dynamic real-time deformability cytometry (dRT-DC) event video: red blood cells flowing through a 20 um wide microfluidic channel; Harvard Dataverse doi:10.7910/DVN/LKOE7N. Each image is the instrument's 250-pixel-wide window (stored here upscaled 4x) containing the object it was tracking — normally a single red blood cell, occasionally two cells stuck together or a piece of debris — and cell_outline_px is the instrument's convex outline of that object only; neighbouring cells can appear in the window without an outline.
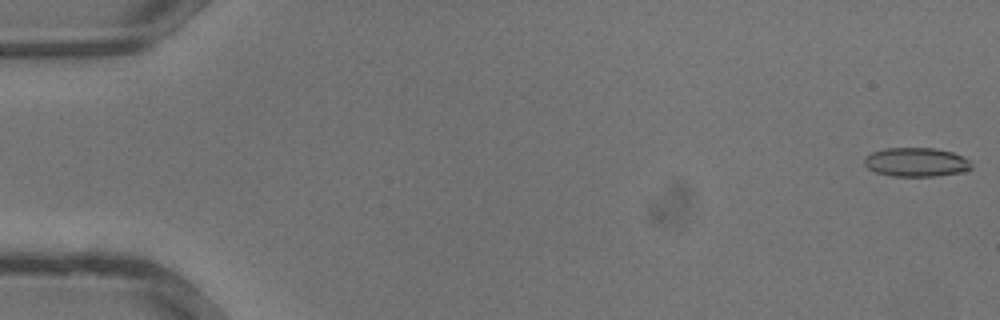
{"species": "common noctule bat (a hibernating species)", "species_latin": "Nyctalus noctula", "temperature_condition": "warm", "stored_images_in_passage": 35, "camera_frame_rate_fps": 3000, "um_per_image_px": 0.085, "animal": {"sex": "male", "body_mass_g": 13.3}, "frame": {"image": 1, "passage_image": 1, "time_ms": 0.0, "image_size_px": [1000, 320], "cell_outline_px": [[972, 168], [964, 172], [936, 176], [892, 176], [876, 172], [868, 168], [864, 164], [864, 156], [872, 152], [884, 148], [936, 148], [952, 152], [968, 160], [972, 164]], "centroid_in_image_um": [77.86, 13.78], "position_along_channel_um": 7.1, "area_um2": 18.15}}
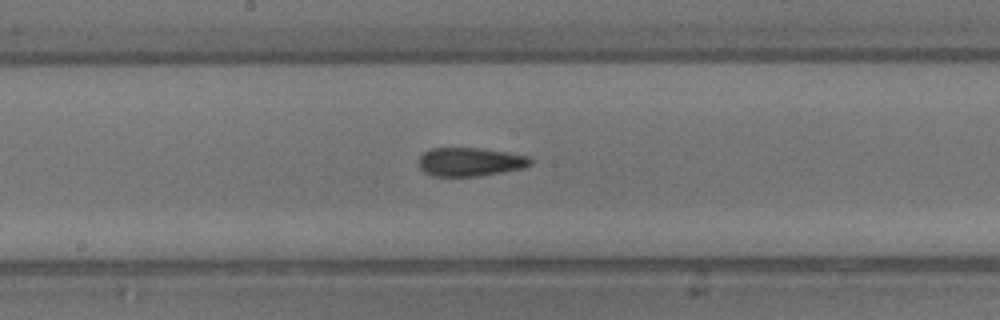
{"frame": {"image": 2, "passage_image": 19, "time_ms": 6.0, "image_size_px": [1000, 320], "cell_outline_px": [[532, 164], [524, 168], [480, 176], [432, 176], [424, 172], [420, 168], [420, 156], [424, 152], [432, 148], [476, 148], [508, 152], [528, 156], [532, 160]], "centroid_in_image_um": [39.98, 13.76], "position_along_channel_um": 208.2, "area_um2": 18.61}}
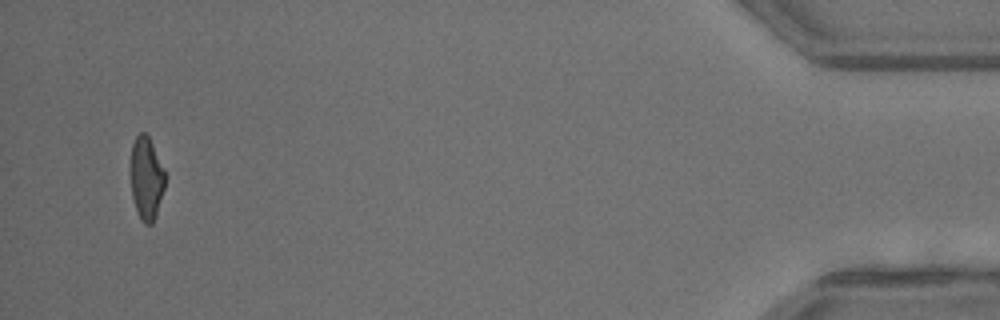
{"frame": {"image": 3, "passage_image": 34, "time_ms": 11.0, "image_size_px": [1000, 320], "cell_outline_px": [[164, 188], [156, 216], [152, 224], [144, 224], [140, 220], [132, 196], [132, 144], [136, 136], [140, 132], [144, 132], [148, 136], [164, 168]], "centroid_in_image_um": [12.45, 15.18], "position_along_channel_um": 422.7, "area_um2": 16.24}}